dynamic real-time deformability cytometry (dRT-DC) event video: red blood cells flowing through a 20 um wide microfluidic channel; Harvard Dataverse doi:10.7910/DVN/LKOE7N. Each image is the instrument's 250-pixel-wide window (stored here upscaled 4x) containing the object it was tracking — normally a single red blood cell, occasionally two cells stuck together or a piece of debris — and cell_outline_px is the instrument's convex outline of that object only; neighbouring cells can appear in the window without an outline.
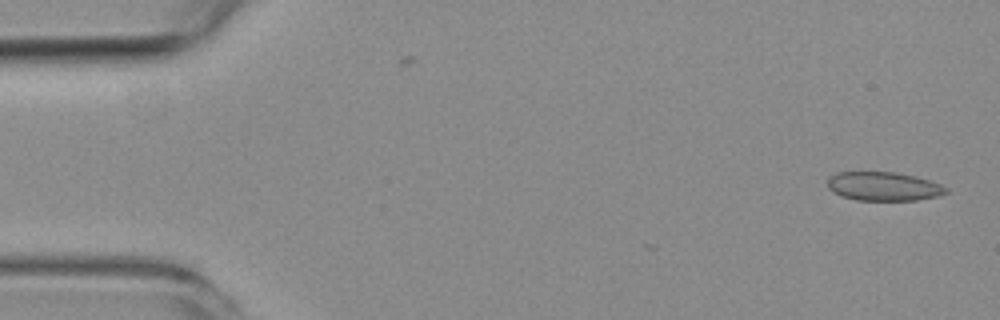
{"species": "common noctule bat (a hibernating species)", "species_latin": "Nyctalus noctula", "temperature_condition": "room temperature", "stored_images_in_passage": 8, "camera_frame_rate_fps": 3000, "um_per_image_px": 0.085, "animal": {"sex": "female", "body_mass_g": 19.3, "forearm_length_mm": 54.1}, "frame": {"image": 1, "passage_image": 1, "time_ms": 0.0, "image_size_px": [1000, 320], "cell_outline_px": [[948, 192], [936, 196], [916, 200], [856, 200], [840, 196], [832, 192], [828, 188], [828, 180], [836, 172], [896, 172], [916, 176], [940, 184], [948, 188]], "centroid_in_image_um": [75.09, 15.84], "position_along_channel_um": 9.9, "area_um2": 19.88}}